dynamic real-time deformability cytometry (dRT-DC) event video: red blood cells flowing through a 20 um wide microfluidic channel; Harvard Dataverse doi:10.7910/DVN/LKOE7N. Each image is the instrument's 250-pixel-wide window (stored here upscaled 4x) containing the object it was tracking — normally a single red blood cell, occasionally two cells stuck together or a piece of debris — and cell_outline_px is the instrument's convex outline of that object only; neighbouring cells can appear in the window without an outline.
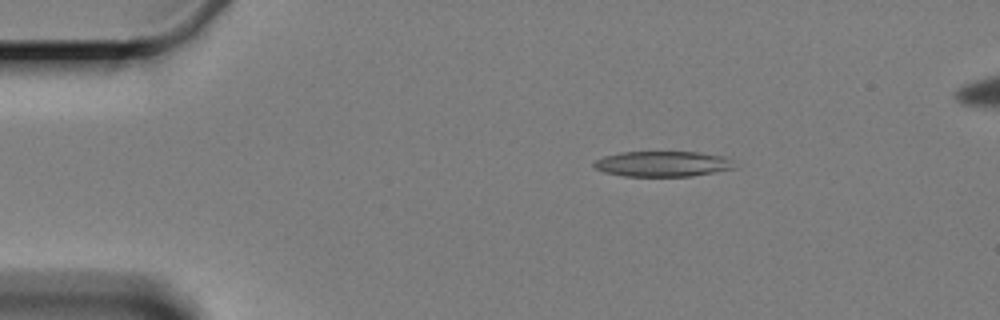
{"species": "Egyptian fruit bat (a non-hibernating species)", "species_latin": "Rousettus aegyptiacus", "temperature_condition": "cold", "stored_images_in_passage": 3, "camera_frame_rate_fps": 3000, "um_per_image_px": 0.085, "animal": {"sex": "female"}, "frame": {"image": 1, "passage_image": 1, "time_ms": 0.0, "image_size_px": [1000, 320], "cell_outline_px": [[736, 168], [692, 176], [624, 176], [604, 172], [596, 168], [592, 164], [596, 160], [604, 156], [620, 152], [700, 152], [724, 156], [732, 160]], "centroid_in_image_um": [56.34, 13.92], "position_along_channel_um": 28.7, "area_um2": 20.87}}